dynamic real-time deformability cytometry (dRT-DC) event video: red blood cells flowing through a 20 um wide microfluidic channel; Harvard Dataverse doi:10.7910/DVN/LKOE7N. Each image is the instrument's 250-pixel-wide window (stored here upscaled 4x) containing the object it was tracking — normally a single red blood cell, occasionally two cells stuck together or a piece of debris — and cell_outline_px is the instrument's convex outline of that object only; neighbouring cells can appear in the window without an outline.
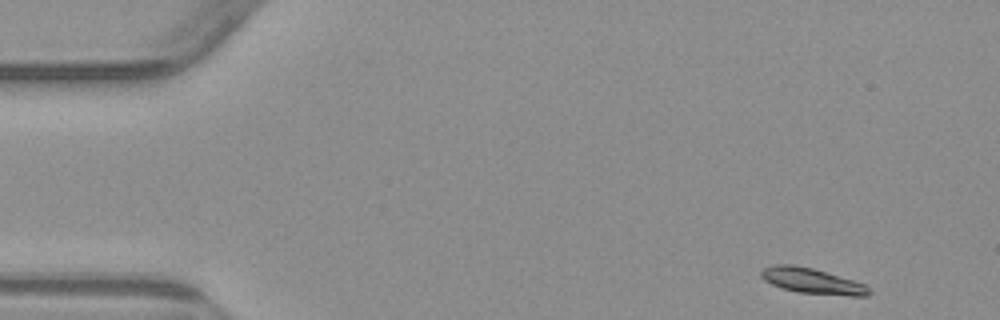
{"species": "common noctule bat (a hibernating species)", "species_latin": "Nyctalus noctula", "temperature_condition": "warm", "stored_images_in_passage": 5, "camera_frame_rate_fps": 3000, "um_per_image_px": 0.085, "animal": {"sex": "male", "body_mass_g": 23.1, "forearm_length_mm": 52.7}, "frame": {"image": 1, "passage_image": 1, "time_ms": 0.0, "image_size_px": [1000, 320], "cell_outline_px": [[872, 292], [868, 296], [848, 296], [800, 292], [780, 288], [764, 280], [760, 276], [760, 272], [764, 268], [776, 264], [792, 264], [812, 268], [852, 280], [864, 284], [872, 288]], "centroid_in_image_um": [69.05, 23.89], "position_along_channel_um": 16.0, "area_um2": 16.01}}